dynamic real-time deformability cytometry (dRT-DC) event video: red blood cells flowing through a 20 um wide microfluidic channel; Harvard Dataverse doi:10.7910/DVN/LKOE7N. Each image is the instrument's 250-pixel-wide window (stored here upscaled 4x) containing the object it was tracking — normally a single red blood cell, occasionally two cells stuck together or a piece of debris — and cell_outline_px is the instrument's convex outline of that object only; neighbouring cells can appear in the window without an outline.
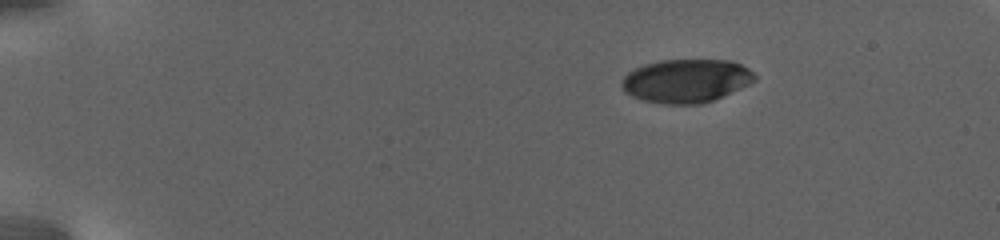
{"species": "human", "species_latin": "Homo sapiens", "temperature_condition": "warm", "stored_images_in_passage": 67, "camera_frame_rate_fps": 3000, "um_per_image_px": 0.085, "donor": {"sex": "female"}, "frame": {"image": 1, "passage_image": 1, "time_ms": 0.0, "image_size_px": [1000, 240], "cell_outline_px": [[756, 80], [740, 88], [712, 100], [700, 104], [664, 104], [644, 100], [632, 96], [624, 92], [620, 84], [620, 80], [628, 72], [644, 64], [660, 60], [732, 60], [748, 68], [756, 76]], "centroid_in_image_um": [58.29, 6.86], "position_along_channel_um": 26.7, "area_um2": 33.64}}
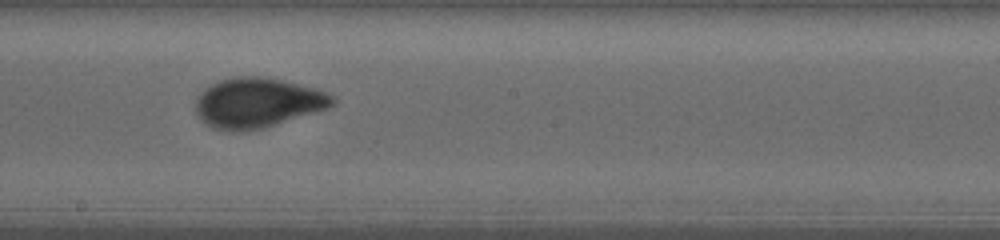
{"frame": {"image": 2, "passage_image": 38, "time_ms": 11.333, "image_size_px": [1000, 240], "cell_outline_px": [[336, 104], [328, 108], [316, 112], [264, 128], [244, 132], [240, 132], [212, 128], [200, 120], [196, 112], [196, 96], [204, 88], [220, 80], [236, 76], [260, 76], [280, 80], [316, 88], [332, 96], [336, 100]], "centroid_in_image_um": [21.86, 8.75], "position_along_channel_um": 226.3, "area_um2": 39.94}}
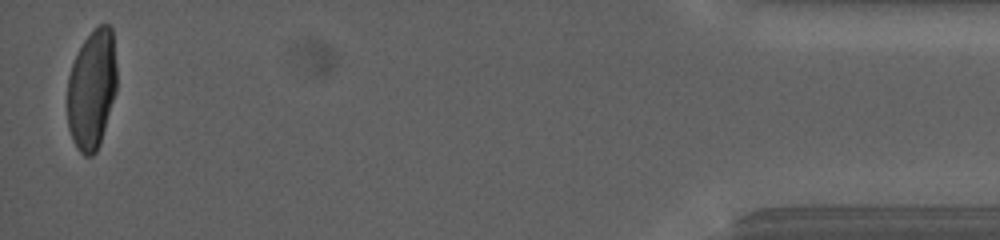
{"frame": {"image": 3, "passage_image": 67, "time_ms": 21.667, "image_size_px": [1000, 240], "cell_outline_px": [[116, 92], [100, 144], [96, 152], [92, 156], [84, 156], [76, 148], [72, 140], [68, 128], [68, 76], [72, 64], [84, 40], [100, 24], [108, 24], [112, 28], [116, 64]], "centroid_in_image_um": [7.81, 7.63], "position_along_channel_um": 427.4, "area_um2": 34.51}, "authors_computed_cell_mechanics": {"area_um2": 36.9342, "velocity_mm_per_s": 2.6876, "shape_relaxation_time_tau1_ms": 6.1814, "shape_relaxation_time_tau2_ms": null, "deformation_change_tau1": 0.2111, "deformation_change_tau2": null}}